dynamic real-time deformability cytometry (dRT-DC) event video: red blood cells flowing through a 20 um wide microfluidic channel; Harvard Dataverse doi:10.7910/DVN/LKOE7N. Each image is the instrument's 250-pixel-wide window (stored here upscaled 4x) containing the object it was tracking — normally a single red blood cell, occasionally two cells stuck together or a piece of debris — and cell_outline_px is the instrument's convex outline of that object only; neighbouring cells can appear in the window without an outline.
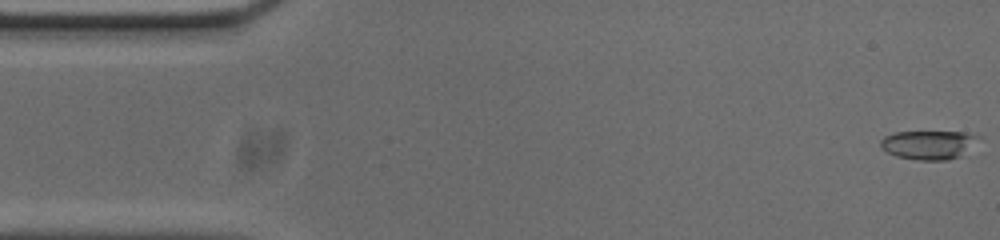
{"species": "common noctule bat (a hibernating species)", "species_latin": "Nyctalus noctula", "temperature_condition": "cold", "stored_images_in_passage": 51, "camera_frame_rate_fps": 3000, "um_per_image_px": 0.085, "animal": {"sex": "male", "body_mass_g": 20.0, "forearm_length_mm": 53.3}, "frame": {"image": 1, "passage_image": 1, "time_ms": 0.0, "image_size_px": [1000, 240], "cell_outline_px": [[980, 136], [960, 156], [948, 160], [916, 160], [896, 156], [888, 152], [880, 144], [880, 140], [884, 136], [896, 132], [964, 132]], "centroid_in_image_um": [78.88, 12.31], "position_along_channel_um": 6.1, "area_um2": 16.13}}
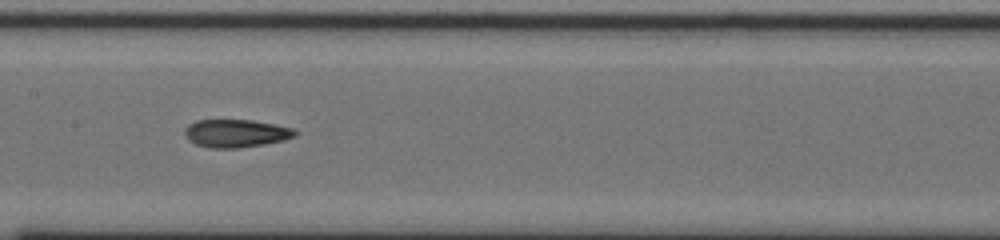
{"frame": {"image": 2, "passage_image": 25, "time_ms": 8.0, "image_size_px": [1000, 240], "cell_outline_px": [[296, 136], [284, 140], [264, 144], [236, 148], [212, 148], [196, 144], [188, 140], [184, 132], [184, 128], [188, 124], [196, 120], [252, 120], [292, 128], [296, 132]], "centroid_in_image_um": [20.02, 11.33], "position_along_channel_um": 187.4, "area_um2": 17.86}}
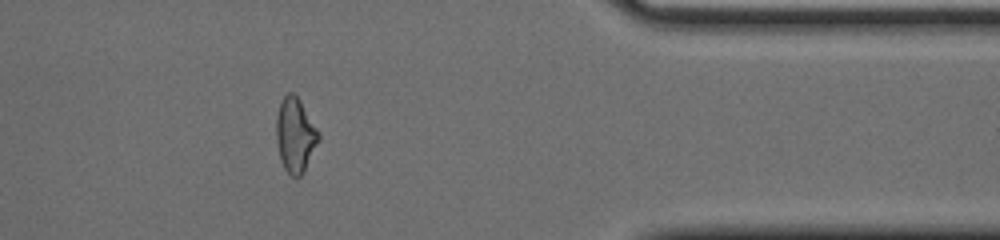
{"frame": {"image": 3, "passage_image": 43, "time_ms": 14.0, "image_size_px": [1000, 240], "cell_outline_px": [[320, 140], [304, 172], [300, 176], [292, 176], [284, 168], [280, 160], [276, 140], [276, 116], [280, 100], [288, 92], [292, 92], [300, 100], [320, 132]], "centroid_in_image_um": [25.1, 11.47], "position_along_channel_um": 386.3, "area_um2": 18.61}, "authors_computed_cell_mechanics": {"area_um2": 17.918, "velocity_mm_per_s": 3.7655, "shape_relaxation_time_tau1_ms": 6.1103, "shape_relaxation_time_tau2_ms": 3.2245, "deformation_change_tau1": 0.177, "deformation_change_tau2": 0.1087}}